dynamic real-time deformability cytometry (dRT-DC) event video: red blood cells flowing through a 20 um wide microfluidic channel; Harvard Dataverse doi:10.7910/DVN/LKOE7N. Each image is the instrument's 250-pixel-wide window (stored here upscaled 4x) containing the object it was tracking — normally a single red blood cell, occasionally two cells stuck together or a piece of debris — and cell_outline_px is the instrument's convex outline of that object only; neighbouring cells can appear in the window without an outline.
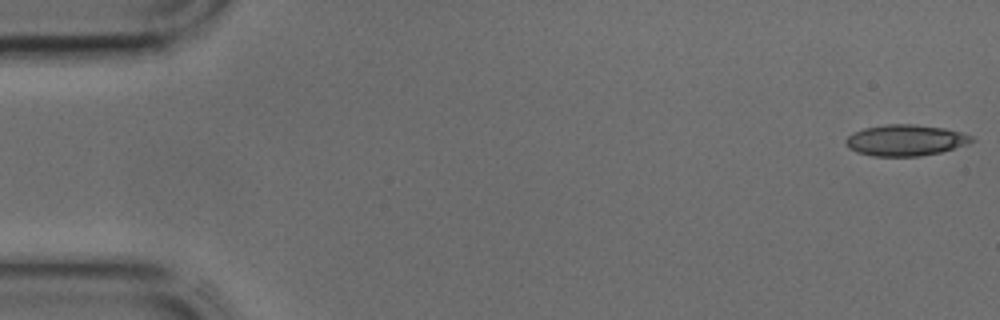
{"species": "common noctule bat (a hibernating species)", "species_latin": "Nyctalus noctula", "temperature_condition": "cold", "stored_images_in_passage": 44, "camera_frame_rate_fps": 3000, "um_per_image_px": 0.085, "animal": {"sex": "male", "body_mass_g": 17.9, "forearm_length_mm": 54.2}, "frame": {"image": 1, "passage_image": 1, "time_ms": 0.0, "image_size_px": [1000, 320], "cell_outline_px": [[976, 140], [968, 144], [940, 152], [920, 156], [872, 156], [856, 152], [848, 148], [844, 144], [844, 140], [852, 132], [864, 128], [888, 124], [912, 124], [944, 128], [960, 132], [972, 136]], "centroid_in_image_um": [76.93, 11.92], "position_along_channel_um": 8.1, "area_um2": 22.95}}
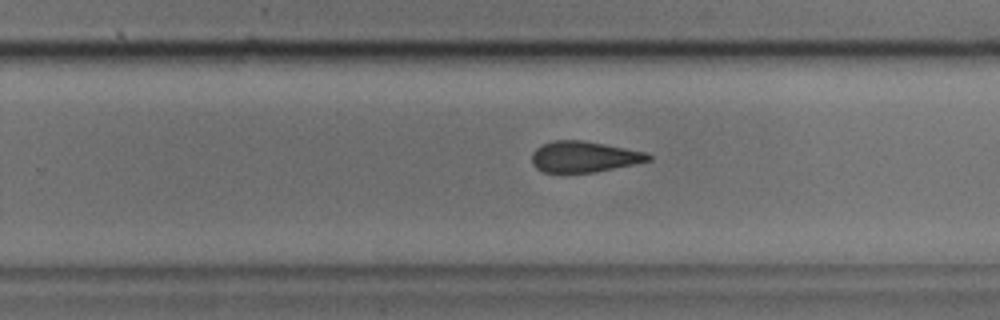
{"frame": {"image": 2, "passage_image": 27, "time_ms": 8.667, "image_size_px": [1000, 320], "cell_outline_px": [[652, 160], [596, 172], [544, 172], [536, 168], [532, 164], [532, 152], [540, 144], [552, 140], [584, 140], [648, 152], [652, 156]], "centroid_in_image_um": [49.64, 13.31], "position_along_channel_um": 280.2, "area_um2": 21.21}}
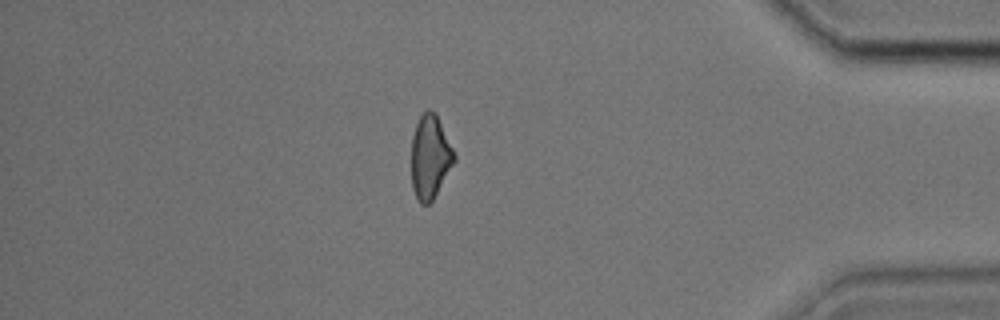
{"frame": {"image": 3, "passage_image": 37, "time_ms": 12.0, "image_size_px": [1000, 320], "cell_outline_px": [[456, 160], [432, 200], [428, 204], [420, 204], [416, 200], [412, 188], [412, 136], [416, 124], [420, 116], [428, 108], [436, 112], [456, 156]], "centroid_in_image_um": [36.55, 13.33], "position_along_channel_um": 398.6, "area_um2": 20.87}}